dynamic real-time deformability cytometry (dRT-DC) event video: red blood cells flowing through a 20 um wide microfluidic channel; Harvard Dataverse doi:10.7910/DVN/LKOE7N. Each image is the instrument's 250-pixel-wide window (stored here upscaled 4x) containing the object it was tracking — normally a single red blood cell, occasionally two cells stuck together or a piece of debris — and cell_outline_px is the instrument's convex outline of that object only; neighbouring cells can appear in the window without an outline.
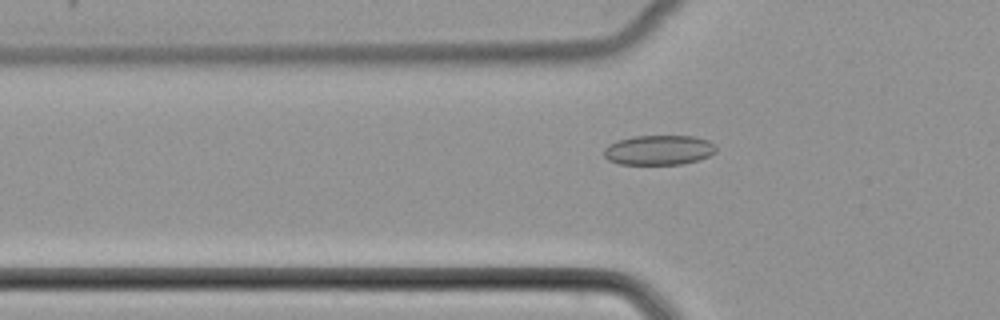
{"species": "common noctule bat (a hibernating species)", "species_latin": "Nyctalus noctula", "temperature_condition": "cold", "stored_images_in_passage": 39, "camera_frame_rate_fps": 3000, "um_per_image_px": 0.085, "animal": {"sex": "female", "body_mass_g": 22.7, "forearm_length_mm": 54.2}, "frame": {"image": 1, "passage_image": 5, "time_ms": 1.333, "image_size_px": [1000, 320], "cell_outline_px": [[716, 152], [700, 160], [680, 164], [620, 164], [608, 160], [604, 156], [604, 148], [608, 144], [616, 140], [632, 136], [696, 136], [708, 140], [716, 144]], "centroid_in_image_um": [56.01, 12.74], "position_along_channel_um": 69.8, "area_um2": 19.71}}
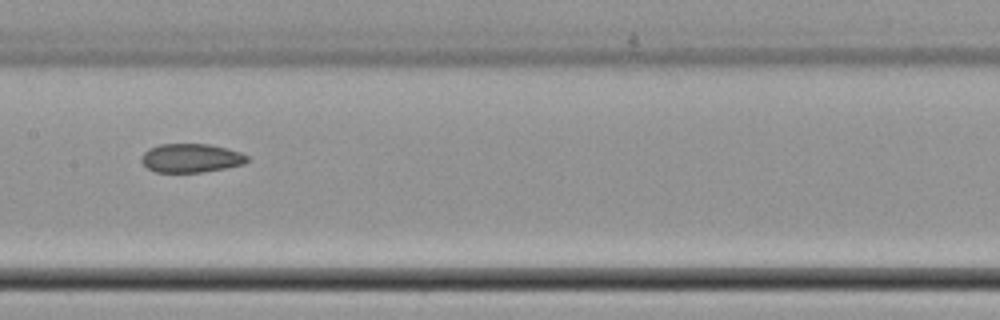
{"frame": {"image": 2, "passage_image": 14, "time_ms": 4.333, "image_size_px": [1000, 320], "cell_outline_px": [[248, 160], [244, 164], [228, 168], [204, 172], [156, 172], [148, 168], [140, 160], [140, 156], [148, 148], [160, 144], [208, 144], [228, 148], [240, 152], [248, 156]], "centroid_in_image_um": [16.24, 13.43], "position_along_channel_um": 191.2, "area_um2": 17.92}}
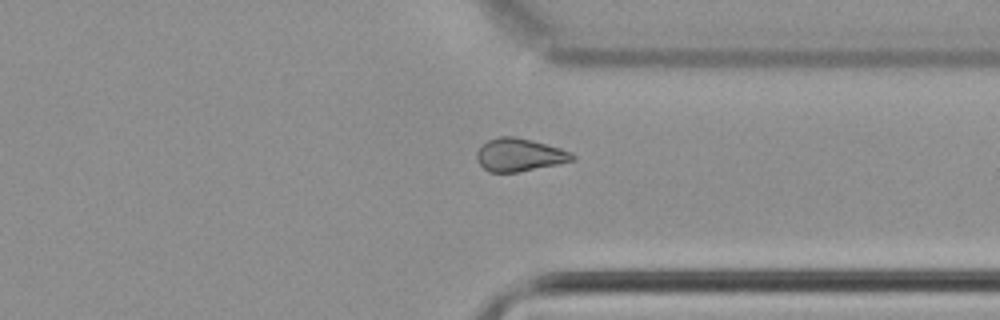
{"frame": {"image": 3, "passage_image": 27, "time_ms": 8.667, "image_size_px": [1000, 320], "cell_outline_px": [[576, 160], [516, 172], [488, 172], [476, 160], [476, 152], [488, 140], [500, 136], [516, 136], [532, 140], [560, 148], [572, 152], [576, 156]], "centroid_in_image_um": [44.16, 13.15], "position_along_channel_um": 367.2, "area_um2": 18.26}}